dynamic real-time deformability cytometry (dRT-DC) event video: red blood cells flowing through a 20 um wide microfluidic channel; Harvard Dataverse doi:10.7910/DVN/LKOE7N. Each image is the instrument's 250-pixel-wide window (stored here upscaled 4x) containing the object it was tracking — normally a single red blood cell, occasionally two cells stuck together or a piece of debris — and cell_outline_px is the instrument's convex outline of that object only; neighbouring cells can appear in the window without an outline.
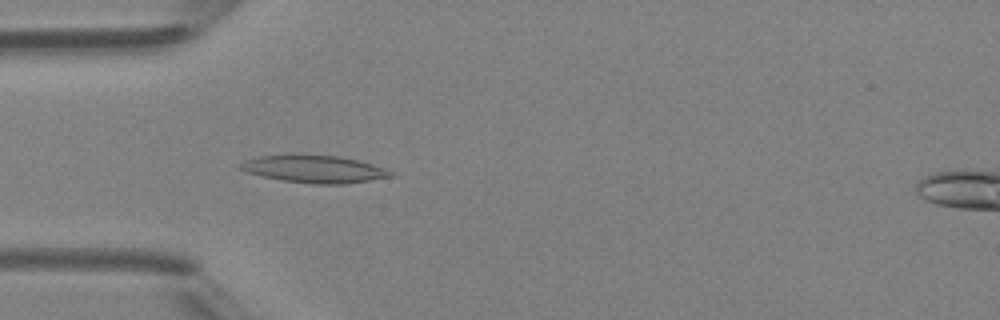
{"species": "Egyptian fruit bat (a non-hibernating species)", "species_latin": "Rousettus aegyptiacus", "temperature_condition": "room temperature", "stored_images_in_passage": 4, "camera_frame_rate_fps": 3000, "um_per_image_px": 0.085, "animal": {"sex": "female"}, "frame": {"image": 1, "passage_image": 3, "time_ms": 2.333, "image_size_px": [1000, 320], "cell_outline_px": [[396, 176], [344, 184], [312, 184], [280, 180], [248, 172], [240, 168], [240, 164], [244, 160], [260, 156], [340, 156], [372, 164], [396, 172]], "centroid_in_image_um": [26.8, 14.4], "position_along_channel_um": 58.2, "area_um2": 23.52}}